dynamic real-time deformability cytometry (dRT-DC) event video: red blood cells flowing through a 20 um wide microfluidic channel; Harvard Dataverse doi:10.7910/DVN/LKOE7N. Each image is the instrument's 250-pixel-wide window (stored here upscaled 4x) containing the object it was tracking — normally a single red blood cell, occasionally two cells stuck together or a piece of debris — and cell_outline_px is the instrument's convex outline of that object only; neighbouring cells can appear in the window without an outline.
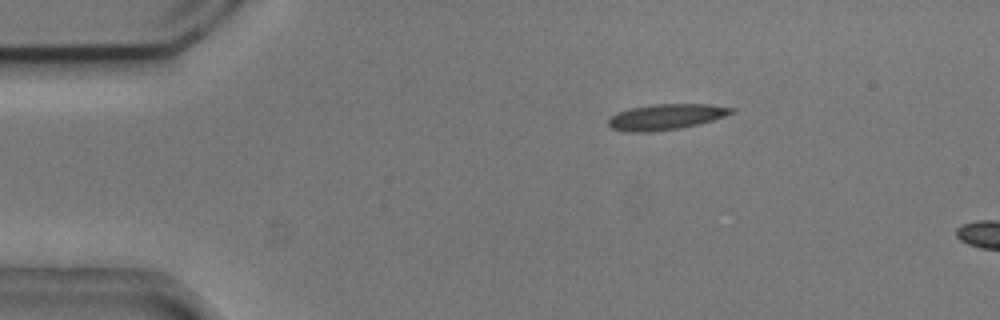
{"species": "common noctule bat (a hibernating species)", "species_latin": "Nyctalus noctula", "temperature_condition": "cold", "stored_images_in_passage": 2, "camera_frame_rate_fps": 3000, "um_per_image_px": 0.085, "animal": {"sex": "male", "body_mass_g": 20.5, "forearm_length_mm": 52.5}, "frame": {"image": 1, "passage_image": 1, "time_ms": 0.0, "image_size_px": [1000, 320], "cell_outline_px": [[736, 112], [700, 124], [680, 128], [652, 132], [628, 132], [612, 128], [608, 124], [608, 120], [616, 112], [628, 108], [652, 104], [708, 104], [736, 108]], "centroid_in_image_um": [56.61, 9.93], "position_along_channel_um": 28.4, "area_um2": 18.61}}